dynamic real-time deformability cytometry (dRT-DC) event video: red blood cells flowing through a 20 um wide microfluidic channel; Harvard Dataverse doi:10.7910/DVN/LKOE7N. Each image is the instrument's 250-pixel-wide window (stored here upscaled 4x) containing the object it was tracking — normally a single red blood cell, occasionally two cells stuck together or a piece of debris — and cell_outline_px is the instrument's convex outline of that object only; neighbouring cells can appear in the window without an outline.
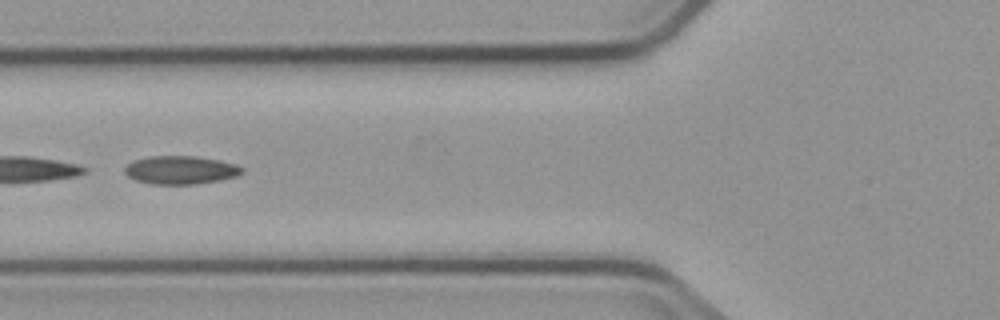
{"species": "common noctule bat (a hibernating species)", "species_latin": "Nyctalus noctula", "temperature_condition": "cold", "stored_images_in_passage": 6, "camera_frame_rate_fps": 3000, "um_per_image_px": 0.085, "animal": {"sex": "male", "body_mass_g": 23.1, "forearm_length_mm": 52.7}, "frame": {"image": 1, "passage_image": 6, "time_ms": 6.0, "image_size_px": [1000, 320], "cell_outline_px": [[244, 172], [236, 176], [220, 180], [196, 184], [152, 184], [136, 180], [128, 176], [124, 172], [124, 168], [128, 164], [136, 160], [152, 156], [196, 156], [220, 160], [236, 164], [244, 168]], "centroid_in_image_um": [15.39, 14.45], "position_along_channel_um": 110.4, "area_um2": 19.31}}